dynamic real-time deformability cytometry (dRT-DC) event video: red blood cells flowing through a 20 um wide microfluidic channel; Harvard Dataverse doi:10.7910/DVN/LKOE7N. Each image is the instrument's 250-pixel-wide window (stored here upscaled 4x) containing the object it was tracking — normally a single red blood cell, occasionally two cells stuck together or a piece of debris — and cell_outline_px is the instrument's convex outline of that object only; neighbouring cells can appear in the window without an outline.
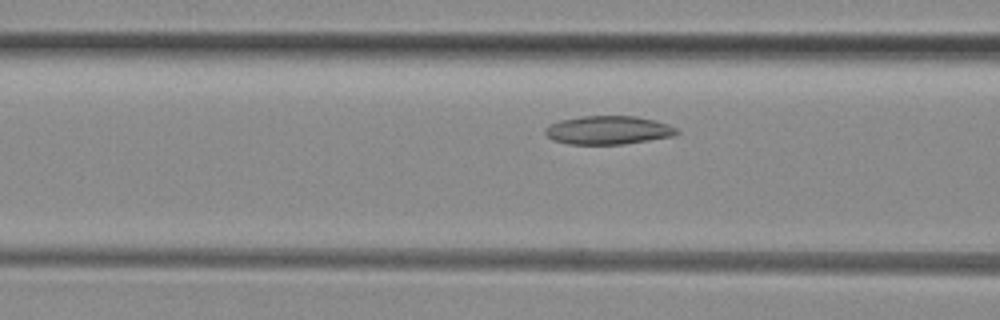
{"species": "common noctule bat (a hibernating species)", "species_latin": "Nyctalus noctula", "temperature_condition": "room temperature", "stored_images_in_passage": 39, "camera_frame_rate_fps": 3000, "um_per_image_px": 0.085, "animal": {"sex": "female", "body_mass_g": 29.2, "forearm_length_mm": 56.3}, "frame": {"image": 1, "passage_image": 8, "time_ms": 2.333, "image_size_px": [1000, 320], "cell_outline_px": [[680, 132], [676, 136], [624, 144], [568, 144], [552, 140], [544, 132], [544, 128], [548, 124], [560, 120], [580, 116], [636, 116], [656, 120], [668, 124], [676, 128]], "centroid_in_image_um": [51.7, 11.06], "position_along_channel_um": 114.9, "area_um2": 22.14}}
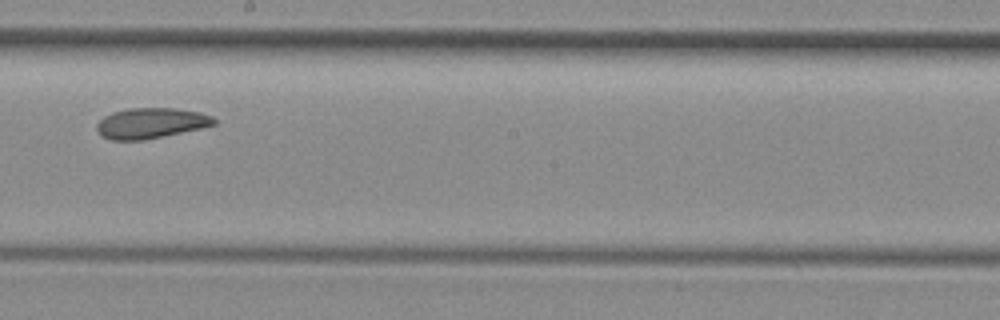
{"frame": {"image": 2, "passage_image": 17, "time_ms": 5.333, "image_size_px": [1000, 320], "cell_outline_px": [[216, 124], [200, 128], [164, 136], [144, 140], [112, 140], [104, 136], [96, 128], [96, 124], [104, 116], [112, 112], [128, 108], [172, 108], [200, 112], [212, 116], [216, 120]], "centroid_in_image_um": [12.83, 10.46], "position_along_channel_um": 235.4, "area_um2": 20.69}}
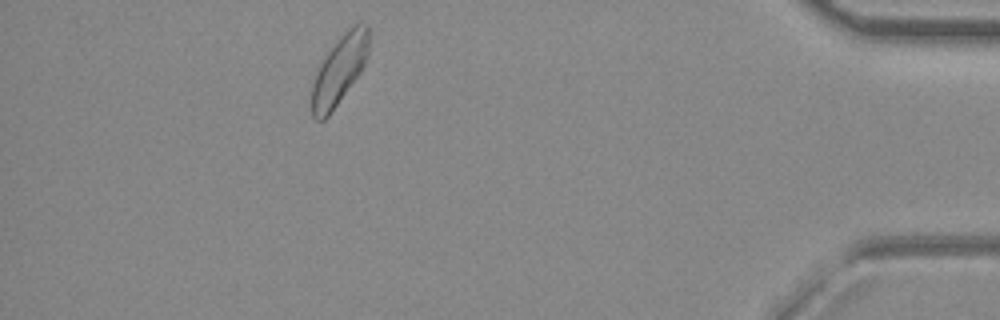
{"frame": {"image": 3, "passage_image": 34, "time_ms": 11.0, "image_size_px": [1000, 320], "cell_outline_px": [[368, 56], [360, 72], [328, 116], [324, 120], [316, 120], [312, 116], [312, 84], [316, 68], [320, 60], [340, 36], [352, 24], [368, 24]], "centroid_in_image_um": [28.81, 5.93], "position_along_channel_um": 406.4, "area_um2": 22.83}, "authors_computed_cell_mechanics": {"area_um2": 21.7328, "velocity_mm_per_s": 4.0139, "shape_relaxation_time_tau1_ms": null, "shape_relaxation_time_tau2_ms": 8.618, "deformation_change_tau1": null, "deformation_change_tau2": 0.1409}}